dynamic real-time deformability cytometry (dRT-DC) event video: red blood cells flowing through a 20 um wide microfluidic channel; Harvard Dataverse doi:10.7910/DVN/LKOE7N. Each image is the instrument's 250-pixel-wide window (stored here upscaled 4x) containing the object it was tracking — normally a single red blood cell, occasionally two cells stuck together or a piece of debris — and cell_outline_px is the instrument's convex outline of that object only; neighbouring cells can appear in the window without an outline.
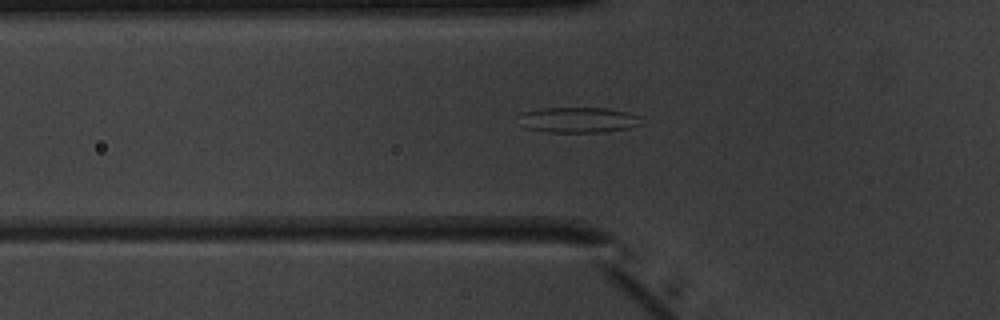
{"species": "common noctule bat (a hibernating species)", "species_latin": "Nyctalus noctula", "temperature_condition": "warm", "stored_images_in_passage": 44, "camera_frame_rate_fps": 3000, "um_per_image_px": 0.085, "animal": {"sex": "male", "body_mass_g": 20.1, "forearm_length_mm": 53.5}, "frame": {"image": 1, "passage_image": 14, "time_ms": 4.333, "image_size_px": [1000, 320], "cell_outline_px": [[644, 124], [628, 128], [604, 132], [548, 132], [524, 128], [524, 112], [540, 108], [608, 108], [628, 112], [640, 116]], "centroid_in_image_um": [49.28, 10.19], "position_along_channel_um": 76.5, "area_um2": 18.03}}
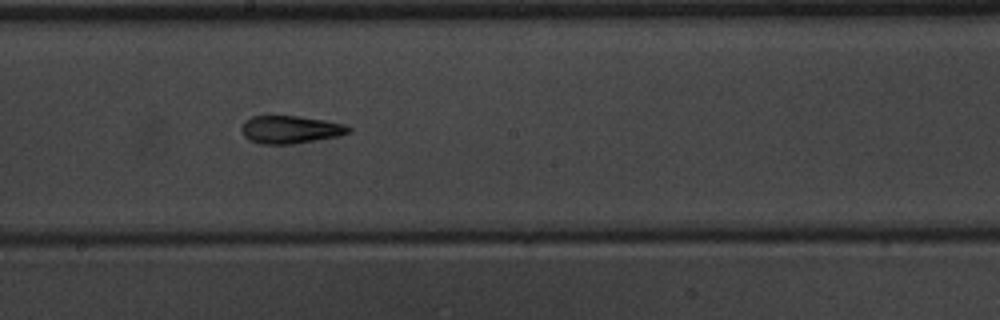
{"frame": {"image": 2, "passage_image": 25, "time_ms": 8.0, "image_size_px": [1000, 320], "cell_outline_px": [[352, 132], [340, 136], [292, 144], [260, 144], [248, 140], [240, 132], [240, 128], [244, 120], [252, 116], [300, 116], [324, 120], [344, 124], [352, 128]], "centroid_in_image_um": [24.66, 11.01], "position_along_channel_um": 223.5, "area_um2": 17.63}}
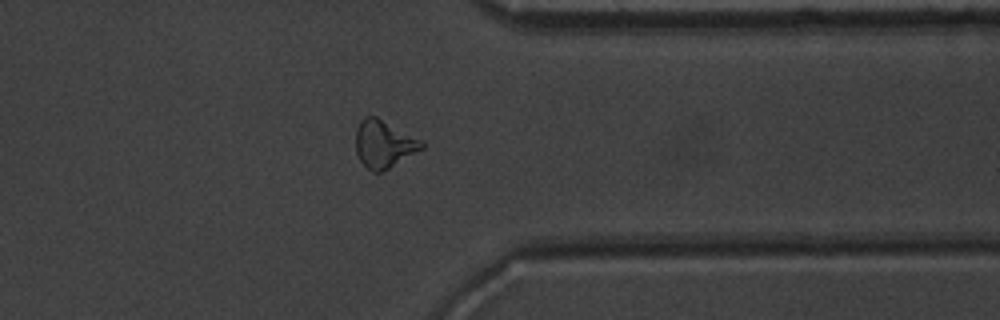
{"frame": {"image": 3, "passage_image": 37, "time_ms": 12.0, "image_size_px": [1000, 320], "cell_outline_px": [[424, 148], [388, 168], [380, 172], [372, 172], [360, 160], [356, 152], [356, 128], [360, 120], [364, 116], [376, 116], [424, 140]], "centroid_in_image_um": [32.64, 12.21], "position_along_channel_um": 378.8, "area_um2": 18.32}, "authors_computed_cell_mechanics": {"area_um2": 17.629, "velocity_mm_per_s": 3.9896, "shape_relaxation_time_tau1_ms": null, "shape_relaxation_time_tau2_ms": 3.6742, "deformation_change_tau1": null, "deformation_change_tau2": 0.1426}}